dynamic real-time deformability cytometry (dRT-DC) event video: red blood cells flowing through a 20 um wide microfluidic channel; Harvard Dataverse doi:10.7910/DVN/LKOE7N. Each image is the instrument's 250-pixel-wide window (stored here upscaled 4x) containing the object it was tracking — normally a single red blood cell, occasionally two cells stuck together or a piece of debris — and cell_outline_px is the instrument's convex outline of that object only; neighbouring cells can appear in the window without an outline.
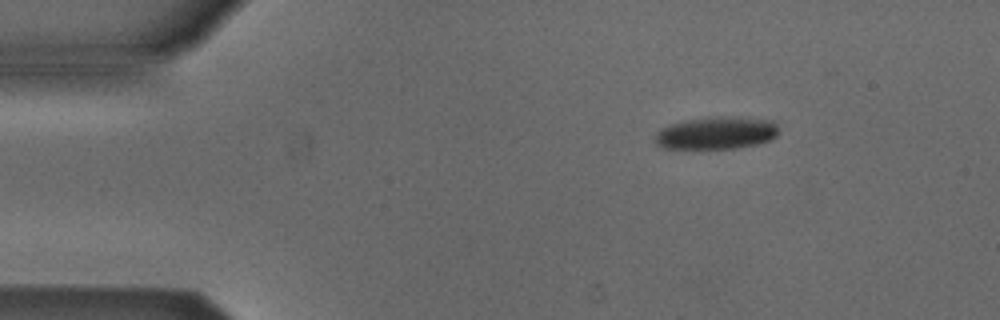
{"species": "Egyptian fruit bat (a non-hibernating species)", "species_latin": "Rousettus aegyptiacus", "temperature_condition": "cold", "stored_images_in_passage": 3, "camera_frame_rate_fps": 3000, "um_per_image_px": 0.085, "animal": {"sex": "male"}, "frame": {"image": 1, "passage_image": 2, "time_ms": 1.0, "image_size_px": [1000, 320], "cell_outline_px": [[776, 136], [768, 140], [756, 144], [736, 148], [664, 148], [656, 144], [656, 136], [660, 128], [684, 120], [708, 116], [736, 116], [776, 120]], "centroid_in_image_um": [60.9, 11.27], "position_along_channel_um": 24.1, "area_um2": 23.47}}